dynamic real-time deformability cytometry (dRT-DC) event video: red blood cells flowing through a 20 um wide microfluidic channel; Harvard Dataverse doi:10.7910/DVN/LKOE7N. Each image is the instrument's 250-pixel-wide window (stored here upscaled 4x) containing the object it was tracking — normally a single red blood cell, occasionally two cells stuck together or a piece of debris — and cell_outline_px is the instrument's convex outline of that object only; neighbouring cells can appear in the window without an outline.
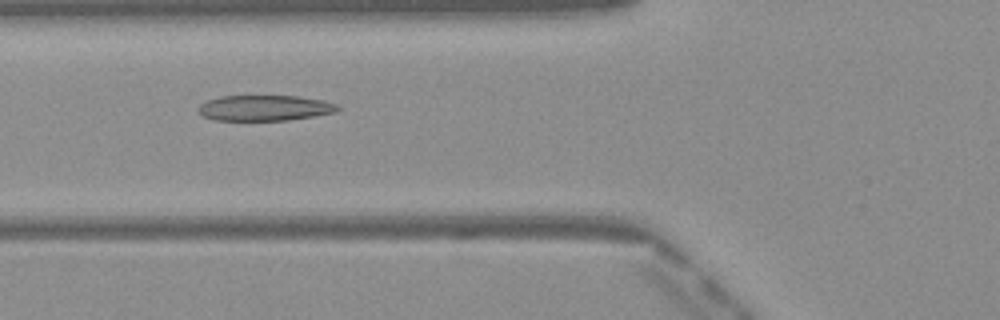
{"species": "Egyptian fruit bat (a non-hibernating species)", "species_latin": "Rousettus aegyptiacus", "temperature_condition": "warm", "stored_images_in_passage": 29, "camera_frame_rate_fps": 3000, "um_per_image_px": 0.085, "frame": {"image": 1, "passage_image": 3, "time_ms": 0.667, "image_size_px": [1000, 320], "cell_outline_px": [[344, 108], [336, 112], [288, 120], [216, 120], [204, 116], [196, 108], [200, 104], [208, 100], [220, 96], [300, 96], [324, 100], [336, 104]], "centroid_in_image_um": [22.54, 9.17], "position_along_channel_um": 103.3, "area_um2": 20.81}}
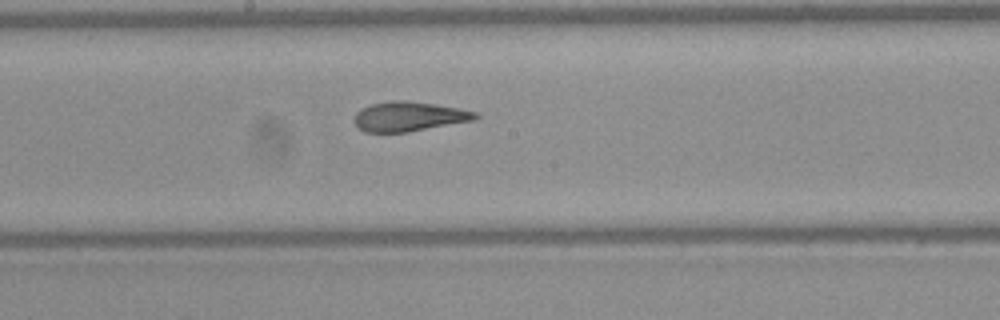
{"frame": {"image": 2, "passage_image": 11, "time_ms": 3.333, "image_size_px": [1000, 320], "cell_outline_px": [[480, 116], [472, 120], [408, 132], [364, 132], [352, 120], [356, 112], [360, 108], [372, 104], [392, 100], [400, 100], [436, 104], [476, 112]], "centroid_in_image_um": [34.7, 9.9], "position_along_channel_um": 213.5, "area_um2": 20.69}}
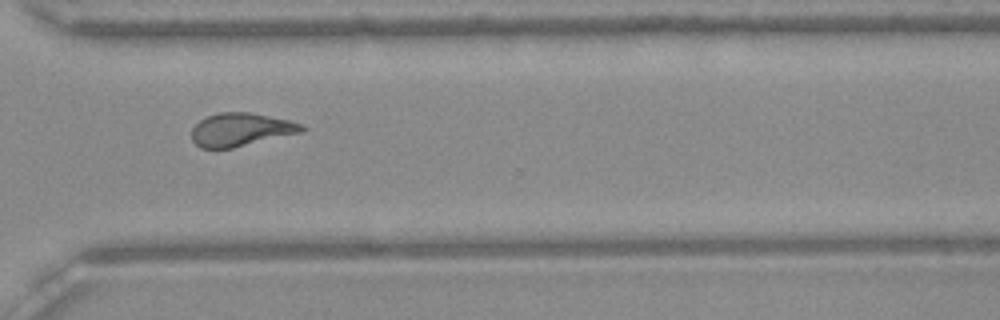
{"frame": {"image": 3, "passage_image": 21, "time_ms": 6.667, "image_size_px": [1000, 320], "cell_outline_px": [[308, 128], [304, 132], [232, 148], [200, 148], [192, 140], [192, 128], [200, 120], [208, 116], [220, 112], [252, 112], [288, 120], [304, 124]], "centroid_in_image_um": [20.52, 11.01], "position_along_channel_um": 350.1, "area_um2": 21.44}}